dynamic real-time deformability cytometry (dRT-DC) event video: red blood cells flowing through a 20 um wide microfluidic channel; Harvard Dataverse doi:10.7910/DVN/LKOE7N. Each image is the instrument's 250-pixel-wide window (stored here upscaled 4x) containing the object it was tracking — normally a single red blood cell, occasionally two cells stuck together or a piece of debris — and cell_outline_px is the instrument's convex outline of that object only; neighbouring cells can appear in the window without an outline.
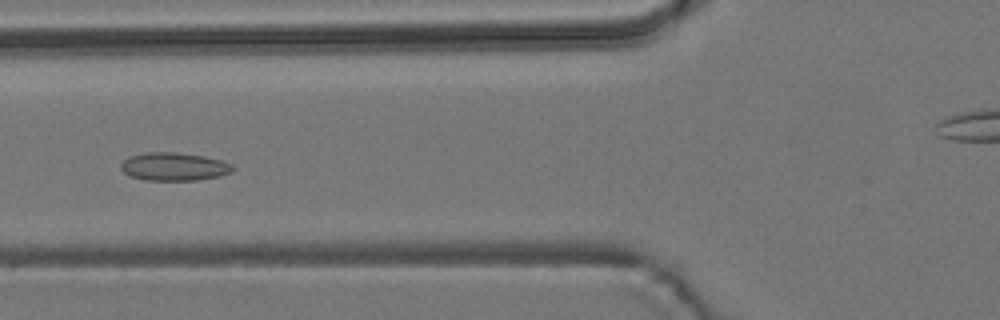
{"species": "common noctule bat (a hibernating species)", "species_latin": "Nyctalus noctula", "temperature_condition": "room temperature", "stored_images_in_passage": 54, "camera_frame_rate_fps": 3000, "um_per_image_px": 0.085, "animal": {"sex": "male", "body_mass_g": 19.2, "forearm_length_mm": 51.8}, "frame": {"image": 1, "passage_image": 19, "time_ms": 6.0, "image_size_px": [1000, 320], "cell_outline_px": [[236, 168], [232, 172], [220, 176], [196, 180], [144, 180], [128, 176], [120, 168], [120, 164], [128, 156], [144, 152], [176, 152], [204, 156], [224, 160], [232, 164]], "centroid_in_image_um": [14.8, 14.16], "position_along_channel_um": 111.0, "area_um2": 18.67}}
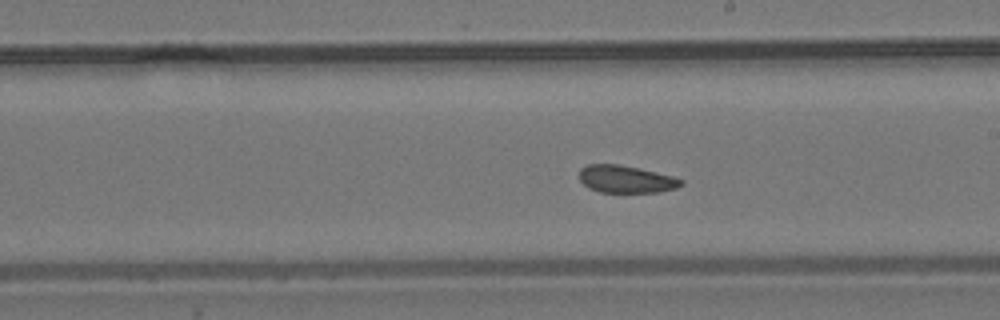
{"frame": {"image": 2, "passage_image": 29, "time_ms": 9.333, "image_size_px": [1000, 320], "cell_outline_px": [[684, 184], [676, 188], [660, 192], [600, 192], [588, 188], [580, 180], [580, 168], [588, 164], [620, 164], [672, 176], [684, 180]], "centroid_in_image_um": [53.21, 15.23], "position_along_channel_um": 235.8, "area_um2": 16.24}}
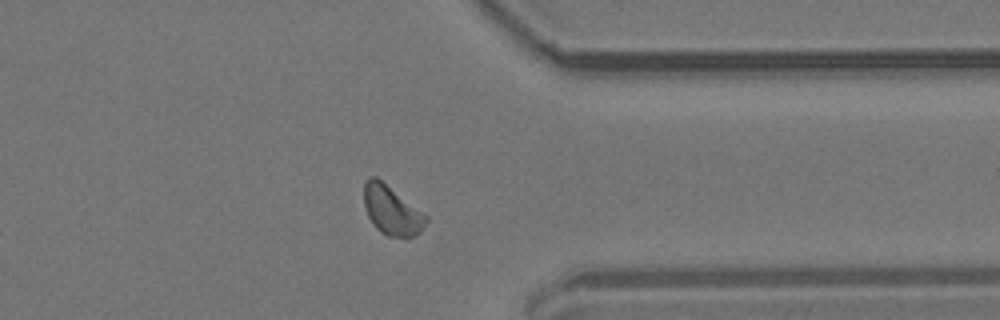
{"frame": {"image": 3, "passage_image": 41, "time_ms": 13.333, "image_size_px": [1000, 320], "cell_outline_px": [[428, 220], [420, 232], [408, 240], [388, 236], [380, 232], [372, 224], [364, 208], [364, 180], [368, 176], [376, 176], [428, 216]], "centroid_in_image_um": [33.28, 17.91], "position_along_channel_um": 378.1, "area_um2": 18.15}, "authors_computed_cell_mechanics": {"area_um2": 17.4556, "velocity_mm_per_s": 3.7389, "shape_relaxation_time_tau1_ms": null, "shape_relaxation_time_tau2_ms": 2.8999, "deformation_change_tau1": null, "deformation_change_tau2": 0.0919}}